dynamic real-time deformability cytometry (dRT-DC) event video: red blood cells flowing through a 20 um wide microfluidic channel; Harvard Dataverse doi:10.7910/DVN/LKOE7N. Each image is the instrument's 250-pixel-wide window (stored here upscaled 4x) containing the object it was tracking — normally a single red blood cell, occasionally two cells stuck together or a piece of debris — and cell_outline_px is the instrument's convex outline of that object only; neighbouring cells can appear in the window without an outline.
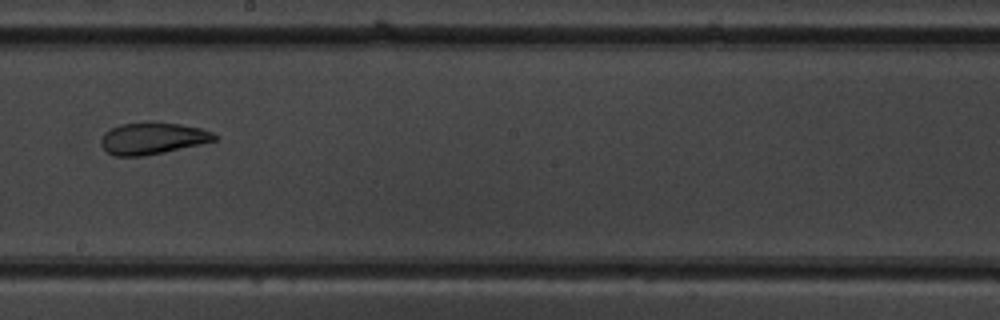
{"species": "common noctule bat (a hibernating species)", "species_latin": "Nyctalus noctula", "temperature_condition": "warm", "stored_images_in_passage": 9, "camera_frame_rate_fps": 3000, "um_per_image_px": 0.085, "animal": {"sex": "male", "body_mass_g": 19.5, "forearm_length_mm": 54.6}, "frame": {"image": 1, "passage_image": 9, "time_ms": 9.0, "image_size_px": [1000, 320], "cell_outline_px": [[216, 140], [200, 144], [164, 152], [140, 156], [112, 156], [100, 144], [100, 140], [104, 132], [120, 124], [144, 120], [152, 120], [180, 124], [200, 128], [212, 132], [216, 136]], "centroid_in_image_um": [12.92, 11.73], "position_along_channel_um": 235.3, "area_um2": 21.33}}